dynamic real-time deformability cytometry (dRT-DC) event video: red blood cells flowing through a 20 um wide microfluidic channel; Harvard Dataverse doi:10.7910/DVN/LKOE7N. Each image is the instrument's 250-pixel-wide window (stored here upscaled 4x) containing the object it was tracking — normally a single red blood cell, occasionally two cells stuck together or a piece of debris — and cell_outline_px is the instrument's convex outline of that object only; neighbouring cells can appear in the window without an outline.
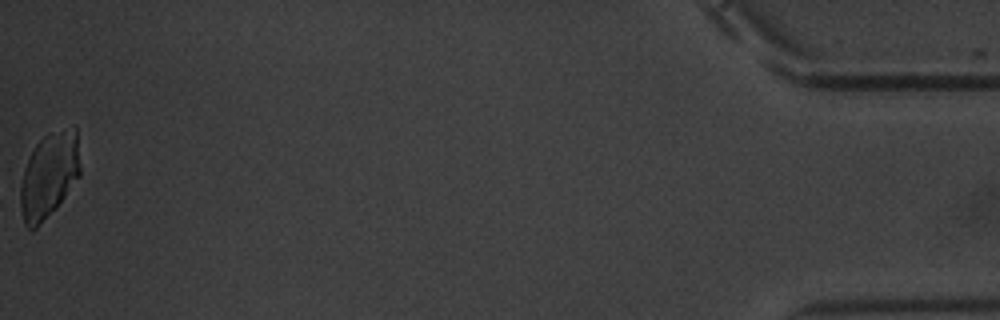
{"species": "common noctule bat (a hibernating species)", "species_latin": "Nyctalus noctula", "temperature_condition": "warm", "stored_images_in_passage": 16, "segment_of_instrument_passage": [2, 2], "camera_frame_rate_fps": 3000, "um_per_image_px": 0.085, "animal": {"sex": "male", "body_mass_g": 20.1, "forearm_length_mm": 53.5}, "frame": {"image": 1, "passage_image": 16, "time_ms": 20.333, "image_size_px": [1000, 320], "cell_outline_px": [[80, 176], [56, 208], [32, 232], [24, 224], [12, 204], [24, 168], [36, 144], [48, 132], [76, 124], [80, 168]], "centroid_in_image_um": [4.07, 14.97], "position_along_channel_um": 431.1, "area_um2": 31.44}}